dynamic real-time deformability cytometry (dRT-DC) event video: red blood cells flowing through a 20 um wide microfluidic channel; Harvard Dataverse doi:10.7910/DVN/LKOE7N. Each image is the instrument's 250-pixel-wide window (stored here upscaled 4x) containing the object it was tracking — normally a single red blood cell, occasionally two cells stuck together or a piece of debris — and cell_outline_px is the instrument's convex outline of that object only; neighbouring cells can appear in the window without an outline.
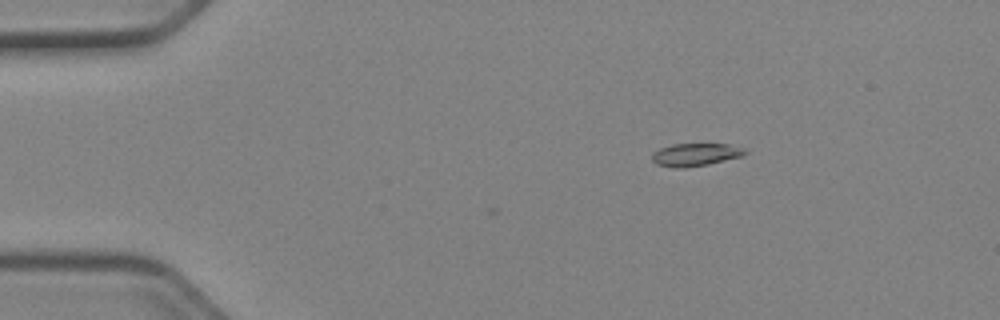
{"species": "Egyptian fruit bat (a non-hibernating species)", "species_latin": "Rousettus aegyptiacus", "temperature_condition": "cold", "stored_images_in_passage": 7, "camera_frame_rate_fps": 3000, "um_per_image_px": 0.085, "animal": {"sex": "female"}, "frame": {"image": 1, "passage_image": 1, "time_ms": 0.0, "image_size_px": [1000, 320], "cell_outline_px": [[748, 152], [740, 156], [708, 164], [684, 168], [672, 168], [656, 164], [652, 160], [652, 152], [660, 148], [672, 144], [728, 144], [744, 148]], "centroid_in_image_um": [59.06, 13.14], "position_along_channel_um": 25.9, "area_um2": 12.31}}